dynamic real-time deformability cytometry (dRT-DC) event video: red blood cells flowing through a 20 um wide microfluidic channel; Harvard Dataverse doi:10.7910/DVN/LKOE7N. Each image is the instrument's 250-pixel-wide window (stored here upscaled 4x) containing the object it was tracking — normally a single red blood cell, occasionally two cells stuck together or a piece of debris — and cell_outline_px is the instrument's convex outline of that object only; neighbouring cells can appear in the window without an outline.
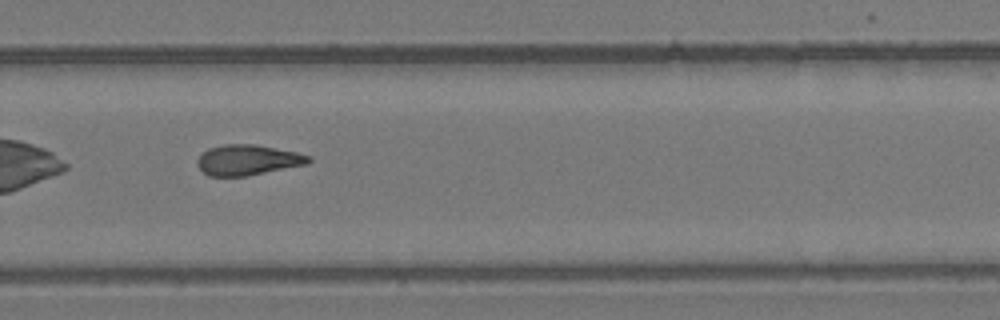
{"species": "common noctule bat (a hibernating species)", "species_latin": "Nyctalus noctula", "temperature_condition": "room temperature", "stored_images_in_passage": 31, "camera_frame_rate_fps": 3000, "um_per_image_px": 0.085, "animal": {"sex": "female", "body_mass_g": 24.6, "forearm_length_mm": 56.2}, "frame": {"image": 1, "passage_image": 18, "time_ms": 5.667, "image_size_px": [1000, 320], "cell_outline_px": [[312, 160], [308, 164], [244, 176], [208, 176], [196, 164], [196, 160], [208, 148], [224, 144], [256, 144], [296, 152], [308, 156]], "centroid_in_image_um": [21.04, 13.59], "position_along_channel_um": 308.8, "area_um2": 19.59}}